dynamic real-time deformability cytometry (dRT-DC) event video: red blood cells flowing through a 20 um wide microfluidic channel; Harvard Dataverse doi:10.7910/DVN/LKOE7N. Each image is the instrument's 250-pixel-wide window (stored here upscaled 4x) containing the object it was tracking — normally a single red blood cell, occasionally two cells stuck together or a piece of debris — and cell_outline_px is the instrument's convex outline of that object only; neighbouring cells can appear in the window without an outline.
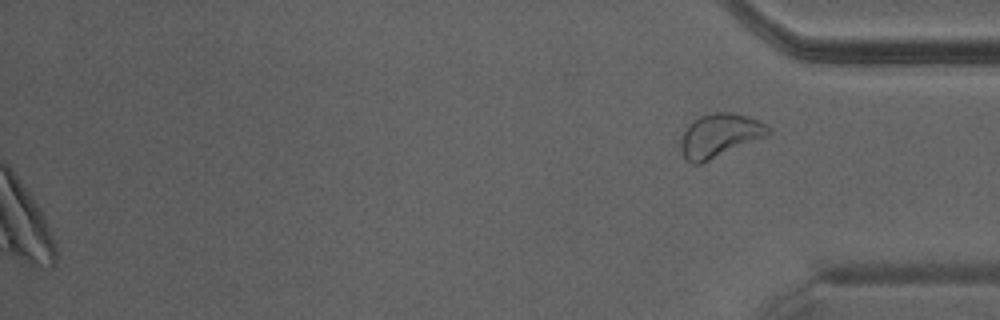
{"species": "Egyptian fruit bat (a non-hibernating species)", "species_latin": "Rousettus aegyptiacus", "temperature_condition": "warm", "stored_images_in_passage": 36, "segment_of_instrument_passage": [2, 2], "camera_frame_rate_fps": 3000, "um_per_image_px": 0.085, "animal": {"sex": "male"}, "frame": {"image": 1, "passage_image": 36, "time_ms": 11.667, "image_size_px": [1000, 320], "cell_outline_px": [[772, 132], [768, 136], [700, 164], [692, 164], [684, 160], [680, 148], [680, 140], [688, 124], [692, 120], [700, 116], [716, 112], [728, 112], [744, 116], [756, 120], [772, 128]], "centroid_in_image_um": [61.14, 11.54], "position_along_channel_um": 374.1, "area_um2": 22.25}}